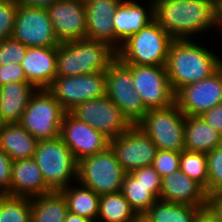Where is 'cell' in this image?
Returning a JSON list of instances; mask_svg holds the SVG:
<instances>
[{
	"label": "cell",
	"instance_id": "15",
	"mask_svg": "<svg viewBox=\"0 0 222 222\" xmlns=\"http://www.w3.org/2000/svg\"><path fill=\"white\" fill-rule=\"evenodd\" d=\"M175 102L186 116H200L222 103V66L196 83L182 87L175 94Z\"/></svg>",
	"mask_w": 222,
	"mask_h": 222
},
{
	"label": "cell",
	"instance_id": "35",
	"mask_svg": "<svg viewBox=\"0 0 222 222\" xmlns=\"http://www.w3.org/2000/svg\"><path fill=\"white\" fill-rule=\"evenodd\" d=\"M180 152L169 150H157L152 167L161 178L179 170Z\"/></svg>",
	"mask_w": 222,
	"mask_h": 222
},
{
	"label": "cell",
	"instance_id": "12",
	"mask_svg": "<svg viewBox=\"0 0 222 222\" xmlns=\"http://www.w3.org/2000/svg\"><path fill=\"white\" fill-rule=\"evenodd\" d=\"M132 71L133 84L145 108H166L175 103L165 66L126 64Z\"/></svg>",
	"mask_w": 222,
	"mask_h": 222
},
{
	"label": "cell",
	"instance_id": "16",
	"mask_svg": "<svg viewBox=\"0 0 222 222\" xmlns=\"http://www.w3.org/2000/svg\"><path fill=\"white\" fill-rule=\"evenodd\" d=\"M60 138L73 153L76 161L106 150L110 139L92 126L66 112L60 128Z\"/></svg>",
	"mask_w": 222,
	"mask_h": 222
},
{
	"label": "cell",
	"instance_id": "43",
	"mask_svg": "<svg viewBox=\"0 0 222 222\" xmlns=\"http://www.w3.org/2000/svg\"><path fill=\"white\" fill-rule=\"evenodd\" d=\"M64 222H93V221L83 216H79L77 214L68 212L66 214Z\"/></svg>",
	"mask_w": 222,
	"mask_h": 222
},
{
	"label": "cell",
	"instance_id": "27",
	"mask_svg": "<svg viewBox=\"0 0 222 222\" xmlns=\"http://www.w3.org/2000/svg\"><path fill=\"white\" fill-rule=\"evenodd\" d=\"M70 184L61 190L67 201L68 212L83 216L96 222L99 212L100 195L79 183L75 187Z\"/></svg>",
	"mask_w": 222,
	"mask_h": 222
},
{
	"label": "cell",
	"instance_id": "3",
	"mask_svg": "<svg viewBox=\"0 0 222 222\" xmlns=\"http://www.w3.org/2000/svg\"><path fill=\"white\" fill-rule=\"evenodd\" d=\"M117 58L108 44L87 38L57 46V76H78L105 72Z\"/></svg>",
	"mask_w": 222,
	"mask_h": 222
},
{
	"label": "cell",
	"instance_id": "23",
	"mask_svg": "<svg viewBox=\"0 0 222 222\" xmlns=\"http://www.w3.org/2000/svg\"><path fill=\"white\" fill-rule=\"evenodd\" d=\"M36 88L29 82H12L1 86L0 119L19 123Z\"/></svg>",
	"mask_w": 222,
	"mask_h": 222
},
{
	"label": "cell",
	"instance_id": "50",
	"mask_svg": "<svg viewBox=\"0 0 222 222\" xmlns=\"http://www.w3.org/2000/svg\"><path fill=\"white\" fill-rule=\"evenodd\" d=\"M2 125H3V122H2L1 119H0V128L2 127Z\"/></svg>",
	"mask_w": 222,
	"mask_h": 222
},
{
	"label": "cell",
	"instance_id": "38",
	"mask_svg": "<svg viewBox=\"0 0 222 222\" xmlns=\"http://www.w3.org/2000/svg\"><path fill=\"white\" fill-rule=\"evenodd\" d=\"M12 82H28L21 64L0 66V86Z\"/></svg>",
	"mask_w": 222,
	"mask_h": 222
},
{
	"label": "cell",
	"instance_id": "8",
	"mask_svg": "<svg viewBox=\"0 0 222 222\" xmlns=\"http://www.w3.org/2000/svg\"><path fill=\"white\" fill-rule=\"evenodd\" d=\"M126 172L109 146L106 150L78 161L77 181L96 194L121 192Z\"/></svg>",
	"mask_w": 222,
	"mask_h": 222
},
{
	"label": "cell",
	"instance_id": "42",
	"mask_svg": "<svg viewBox=\"0 0 222 222\" xmlns=\"http://www.w3.org/2000/svg\"><path fill=\"white\" fill-rule=\"evenodd\" d=\"M58 0H19L18 4L31 7L47 8Z\"/></svg>",
	"mask_w": 222,
	"mask_h": 222
},
{
	"label": "cell",
	"instance_id": "31",
	"mask_svg": "<svg viewBox=\"0 0 222 222\" xmlns=\"http://www.w3.org/2000/svg\"><path fill=\"white\" fill-rule=\"evenodd\" d=\"M179 169L201 185L208 196V165L206 153L183 150L180 152Z\"/></svg>",
	"mask_w": 222,
	"mask_h": 222
},
{
	"label": "cell",
	"instance_id": "18",
	"mask_svg": "<svg viewBox=\"0 0 222 222\" xmlns=\"http://www.w3.org/2000/svg\"><path fill=\"white\" fill-rule=\"evenodd\" d=\"M57 46L27 47L21 63L27 81L36 89H48L57 76Z\"/></svg>",
	"mask_w": 222,
	"mask_h": 222
},
{
	"label": "cell",
	"instance_id": "6",
	"mask_svg": "<svg viewBox=\"0 0 222 222\" xmlns=\"http://www.w3.org/2000/svg\"><path fill=\"white\" fill-rule=\"evenodd\" d=\"M66 111L48 89H36L19 124L38 141L60 136Z\"/></svg>",
	"mask_w": 222,
	"mask_h": 222
},
{
	"label": "cell",
	"instance_id": "24",
	"mask_svg": "<svg viewBox=\"0 0 222 222\" xmlns=\"http://www.w3.org/2000/svg\"><path fill=\"white\" fill-rule=\"evenodd\" d=\"M38 140L19 123H3L0 128V148L14 160L34 157Z\"/></svg>",
	"mask_w": 222,
	"mask_h": 222
},
{
	"label": "cell",
	"instance_id": "47",
	"mask_svg": "<svg viewBox=\"0 0 222 222\" xmlns=\"http://www.w3.org/2000/svg\"><path fill=\"white\" fill-rule=\"evenodd\" d=\"M217 149L222 152V138H221V141L219 143V145L217 146Z\"/></svg>",
	"mask_w": 222,
	"mask_h": 222
},
{
	"label": "cell",
	"instance_id": "10",
	"mask_svg": "<svg viewBox=\"0 0 222 222\" xmlns=\"http://www.w3.org/2000/svg\"><path fill=\"white\" fill-rule=\"evenodd\" d=\"M70 113L110 140L126 132L133 125L107 95L85 101Z\"/></svg>",
	"mask_w": 222,
	"mask_h": 222
},
{
	"label": "cell",
	"instance_id": "49",
	"mask_svg": "<svg viewBox=\"0 0 222 222\" xmlns=\"http://www.w3.org/2000/svg\"><path fill=\"white\" fill-rule=\"evenodd\" d=\"M5 1H14L18 3L19 0H0V2H5Z\"/></svg>",
	"mask_w": 222,
	"mask_h": 222
},
{
	"label": "cell",
	"instance_id": "40",
	"mask_svg": "<svg viewBox=\"0 0 222 222\" xmlns=\"http://www.w3.org/2000/svg\"><path fill=\"white\" fill-rule=\"evenodd\" d=\"M200 117L222 135V103L204 112Z\"/></svg>",
	"mask_w": 222,
	"mask_h": 222
},
{
	"label": "cell",
	"instance_id": "37",
	"mask_svg": "<svg viewBox=\"0 0 222 222\" xmlns=\"http://www.w3.org/2000/svg\"><path fill=\"white\" fill-rule=\"evenodd\" d=\"M12 162L10 156L0 148V194L11 195Z\"/></svg>",
	"mask_w": 222,
	"mask_h": 222
},
{
	"label": "cell",
	"instance_id": "5",
	"mask_svg": "<svg viewBox=\"0 0 222 222\" xmlns=\"http://www.w3.org/2000/svg\"><path fill=\"white\" fill-rule=\"evenodd\" d=\"M33 158L52 191H61L70 185L71 180L77 181L78 162L60 136L38 141Z\"/></svg>",
	"mask_w": 222,
	"mask_h": 222
},
{
	"label": "cell",
	"instance_id": "34",
	"mask_svg": "<svg viewBox=\"0 0 222 222\" xmlns=\"http://www.w3.org/2000/svg\"><path fill=\"white\" fill-rule=\"evenodd\" d=\"M26 49L27 46L13 37L3 40L0 42V66L10 63L21 64Z\"/></svg>",
	"mask_w": 222,
	"mask_h": 222
},
{
	"label": "cell",
	"instance_id": "44",
	"mask_svg": "<svg viewBox=\"0 0 222 222\" xmlns=\"http://www.w3.org/2000/svg\"><path fill=\"white\" fill-rule=\"evenodd\" d=\"M209 205L217 212L222 221V199H215L209 201Z\"/></svg>",
	"mask_w": 222,
	"mask_h": 222
},
{
	"label": "cell",
	"instance_id": "45",
	"mask_svg": "<svg viewBox=\"0 0 222 222\" xmlns=\"http://www.w3.org/2000/svg\"><path fill=\"white\" fill-rule=\"evenodd\" d=\"M133 222H153L146 213H136Z\"/></svg>",
	"mask_w": 222,
	"mask_h": 222
},
{
	"label": "cell",
	"instance_id": "9",
	"mask_svg": "<svg viewBox=\"0 0 222 222\" xmlns=\"http://www.w3.org/2000/svg\"><path fill=\"white\" fill-rule=\"evenodd\" d=\"M106 95L134 125L148 111L136 93L131 69L116 58L105 71Z\"/></svg>",
	"mask_w": 222,
	"mask_h": 222
},
{
	"label": "cell",
	"instance_id": "41",
	"mask_svg": "<svg viewBox=\"0 0 222 222\" xmlns=\"http://www.w3.org/2000/svg\"><path fill=\"white\" fill-rule=\"evenodd\" d=\"M194 222H222L217 212L210 206L199 210Z\"/></svg>",
	"mask_w": 222,
	"mask_h": 222
},
{
	"label": "cell",
	"instance_id": "2",
	"mask_svg": "<svg viewBox=\"0 0 222 222\" xmlns=\"http://www.w3.org/2000/svg\"><path fill=\"white\" fill-rule=\"evenodd\" d=\"M221 66L220 56L193 39H174L165 65L175 94L186 85L210 77Z\"/></svg>",
	"mask_w": 222,
	"mask_h": 222
},
{
	"label": "cell",
	"instance_id": "36",
	"mask_svg": "<svg viewBox=\"0 0 222 222\" xmlns=\"http://www.w3.org/2000/svg\"><path fill=\"white\" fill-rule=\"evenodd\" d=\"M17 9V2H0V42L12 37Z\"/></svg>",
	"mask_w": 222,
	"mask_h": 222
},
{
	"label": "cell",
	"instance_id": "29",
	"mask_svg": "<svg viewBox=\"0 0 222 222\" xmlns=\"http://www.w3.org/2000/svg\"><path fill=\"white\" fill-rule=\"evenodd\" d=\"M201 208L159 199L145 213L153 222H194Z\"/></svg>",
	"mask_w": 222,
	"mask_h": 222
},
{
	"label": "cell",
	"instance_id": "25",
	"mask_svg": "<svg viewBox=\"0 0 222 222\" xmlns=\"http://www.w3.org/2000/svg\"><path fill=\"white\" fill-rule=\"evenodd\" d=\"M222 135L200 116H186L184 147L187 151L209 153L217 148Z\"/></svg>",
	"mask_w": 222,
	"mask_h": 222
},
{
	"label": "cell",
	"instance_id": "11",
	"mask_svg": "<svg viewBox=\"0 0 222 222\" xmlns=\"http://www.w3.org/2000/svg\"><path fill=\"white\" fill-rule=\"evenodd\" d=\"M105 72H95L78 76H56L48 90L70 112L77 105L106 95Z\"/></svg>",
	"mask_w": 222,
	"mask_h": 222
},
{
	"label": "cell",
	"instance_id": "13",
	"mask_svg": "<svg viewBox=\"0 0 222 222\" xmlns=\"http://www.w3.org/2000/svg\"><path fill=\"white\" fill-rule=\"evenodd\" d=\"M12 37L27 47H53L55 36L46 8L18 4Z\"/></svg>",
	"mask_w": 222,
	"mask_h": 222
},
{
	"label": "cell",
	"instance_id": "48",
	"mask_svg": "<svg viewBox=\"0 0 222 222\" xmlns=\"http://www.w3.org/2000/svg\"><path fill=\"white\" fill-rule=\"evenodd\" d=\"M76 1H78V2H82V3H86V2H88V1H90V0H76Z\"/></svg>",
	"mask_w": 222,
	"mask_h": 222
},
{
	"label": "cell",
	"instance_id": "17",
	"mask_svg": "<svg viewBox=\"0 0 222 222\" xmlns=\"http://www.w3.org/2000/svg\"><path fill=\"white\" fill-rule=\"evenodd\" d=\"M59 43L86 38L85 4L76 0H58L46 8Z\"/></svg>",
	"mask_w": 222,
	"mask_h": 222
},
{
	"label": "cell",
	"instance_id": "33",
	"mask_svg": "<svg viewBox=\"0 0 222 222\" xmlns=\"http://www.w3.org/2000/svg\"><path fill=\"white\" fill-rule=\"evenodd\" d=\"M208 165V199H222V152L217 148L206 154Z\"/></svg>",
	"mask_w": 222,
	"mask_h": 222
},
{
	"label": "cell",
	"instance_id": "26",
	"mask_svg": "<svg viewBox=\"0 0 222 222\" xmlns=\"http://www.w3.org/2000/svg\"><path fill=\"white\" fill-rule=\"evenodd\" d=\"M32 222H64L68 206L61 191L31 197Z\"/></svg>",
	"mask_w": 222,
	"mask_h": 222
},
{
	"label": "cell",
	"instance_id": "39",
	"mask_svg": "<svg viewBox=\"0 0 222 222\" xmlns=\"http://www.w3.org/2000/svg\"><path fill=\"white\" fill-rule=\"evenodd\" d=\"M130 173L146 186H161L162 178L152 166L137 168Z\"/></svg>",
	"mask_w": 222,
	"mask_h": 222
},
{
	"label": "cell",
	"instance_id": "20",
	"mask_svg": "<svg viewBox=\"0 0 222 222\" xmlns=\"http://www.w3.org/2000/svg\"><path fill=\"white\" fill-rule=\"evenodd\" d=\"M149 2L147 8L136 1L123 0L117 7L113 16L116 52L129 37L153 20V2Z\"/></svg>",
	"mask_w": 222,
	"mask_h": 222
},
{
	"label": "cell",
	"instance_id": "7",
	"mask_svg": "<svg viewBox=\"0 0 222 222\" xmlns=\"http://www.w3.org/2000/svg\"><path fill=\"white\" fill-rule=\"evenodd\" d=\"M136 125L150 137L157 149L185 150V115L176 102L166 108L149 109Z\"/></svg>",
	"mask_w": 222,
	"mask_h": 222
},
{
	"label": "cell",
	"instance_id": "14",
	"mask_svg": "<svg viewBox=\"0 0 222 222\" xmlns=\"http://www.w3.org/2000/svg\"><path fill=\"white\" fill-rule=\"evenodd\" d=\"M110 147L126 173L137 168L152 166L158 150L150 137L136 124L111 139Z\"/></svg>",
	"mask_w": 222,
	"mask_h": 222
},
{
	"label": "cell",
	"instance_id": "46",
	"mask_svg": "<svg viewBox=\"0 0 222 222\" xmlns=\"http://www.w3.org/2000/svg\"><path fill=\"white\" fill-rule=\"evenodd\" d=\"M219 29L222 31V0L217 2Z\"/></svg>",
	"mask_w": 222,
	"mask_h": 222
},
{
	"label": "cell",
	"instance_id": "32",
	"mask_svg": "<svg viewBox=\"0 0 222 222\" xmlns=\"http://www.w3.org/2000/svg\"><path fill=\"white\" fill-rule=\"evenodd\" d=\"M0 222H32L30 198L1 194Z\"/></svg>",
	"mask_w": 222,
	"mask_h": 222
},
{
	"label": "cell",
	"instance_id": "22",
	"mask_svg": "<svg viewBox=\"0 0 222 222\" xmlns=\"http://www.w3.org/2000/svg\"><path fill=\"white\" fill-rule=\"evenodd\" d=\"M52 192L46 185L34 158L14 160L11 173V195L35 197Z\"/></svg>",
	"mask_w": 222,
	"mask_h": 222
},
{
	"label": "cell",
	"instance_id": "21",
	"mask_svg": "<svg viewBox=\"0 0 222 222\" xmlns=\"http://www.w3.org/2000/svg\"><path fill=\"white\" fill-rule=\"evenodd\" d=\"M123 0H90L85 3L86 38L108 44L115 50L113 16Z\"/></svg>",
	"mask_w": 222,
	"mask_h": 222
},
{
	"label": "cell",
	"instance_id": "28",
	"mask_svg": "<svg viewBox=\"0 0 222 222\" xmlns=\"http://www.w3.org/2000/svg\"><path fill=\"white\" fill-rule=\"evenodd\" d=\"M121 193L136 213H145L160 199L161 186H146L131 173H126Z\"/></svg>",
	"mask_w": 222,
	"mask_h": 222
},
{
	"label": "cell",
	"instance_id": "4",
	"mask_svg": "<svg viewBox=\"0 0 222 222\" xmlns=\"http://www.w3.org/2000/svg\"><path fill=\"white\" fill-rule=\"evenodd\" d=\"M173 40L152 20L121 44L117 58L124 64L165 66Z\"/></svg>",
	"mask_w": 222,
	"mask_h": 222
},
{
	"label": "cell",
	"instance_id": "30",
	"mask_svg": "<svg viewBox=\"0 0 222 222\" xmlns=\"http://www.w3.org/2000/svg\"><path fill=\"white\" fill-rule=\"evenodd\" d=\"M135 214L121 192L100 195L96 222H133Z\"/></svg>",
	"mask_w": 222,
	"mask_h": 222
},
{
	"label": "cell",
	"instance_id": "1",
	"mask_svg": "<svg viewBox=\"0 0 222 222\" xmlns=\"http://www.w3.org/2000/svg\"><path fill=\"white\" fill-rule=\"evenodd\" d=\"M153 20L174 39H193L197 34L219 27L217 2L156 0L153 2Z\"/></svg>",
	"mask_w": 222,
	"mask_h": 222
},
{
	"label": "cell",
	"instance_id": "19",
	"mask_svg": "<svg viewBox=\"0 0 222 222\" xmlns=\"http://www.w3.org/2000/svg\"><path fill=\"white\" fill-rule=\"evenodd\" d=\"M160 200L198 207H206L210 201L205 189L180 169L161 179Z\"/></svg>",
	"mask_w": 222,
	"mask_h": 222
}]
</instances>
